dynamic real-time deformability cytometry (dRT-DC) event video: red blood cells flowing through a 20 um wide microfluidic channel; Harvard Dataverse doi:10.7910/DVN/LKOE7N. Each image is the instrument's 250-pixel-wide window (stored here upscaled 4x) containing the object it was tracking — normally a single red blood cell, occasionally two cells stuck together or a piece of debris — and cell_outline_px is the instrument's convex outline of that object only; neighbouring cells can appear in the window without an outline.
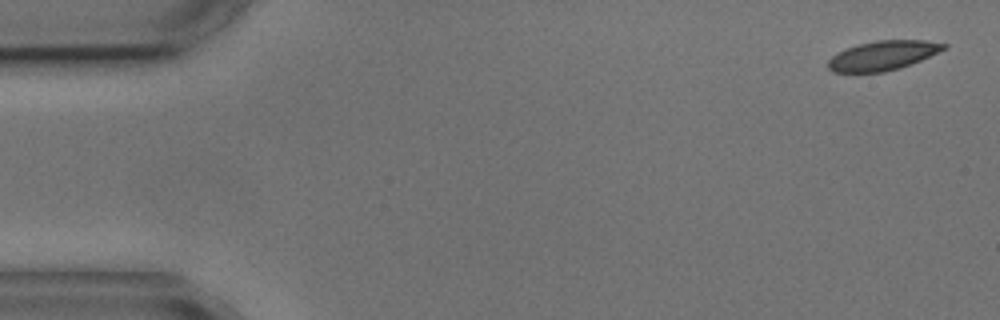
{"species": "common noctule bat (a hibernating species)", "species_latin": "Nyctalus noctula", "temperature_condition": "cold", "stored_images_in_passage": 7, "camera_frame_rate_fps": 3000, "um_per_image_px": 0.085, "animal": {"sex": "male", "body_mass_g": 17.9, "forearm_length_mm": 54.2}, "frame": {"image": 1, "passage_image": 1, "time_ms": 0.0, "image_size_px": [1000, 320], "cell_outline_px": [[948, 48], [920, 60], [900, 68], [884, 72], [832, 72], [828, 68], [828, 60], [832, 56], [848, 48], [860, 44], [876, 40], [924, 40], [948, 44]], "centroid_in_image_um": [75.07, 4.72], "position_along_channel_um": 9.9, "area_um2": 19.65}}
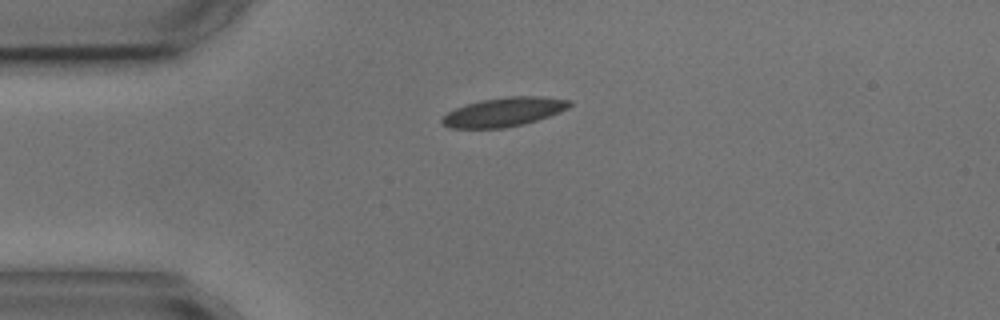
{"frame": {"image": 2, "passage_image": 4, "time_ms": 3.667, "image_size_px": [1000, 320], "cell_outline_px": [[572, 104], [568, 108], [560, 112], [524, 124], [504, 128], [452, 128], [444, 124], [440, 120], [448, 112], [456, 108], [480, 100], [508, 96], [540, 96], [572, 100]], "centroid_in_image_um": [42.86, 9.51], "position_along_channel_um": 42.1, "area_um2": 21.44}}